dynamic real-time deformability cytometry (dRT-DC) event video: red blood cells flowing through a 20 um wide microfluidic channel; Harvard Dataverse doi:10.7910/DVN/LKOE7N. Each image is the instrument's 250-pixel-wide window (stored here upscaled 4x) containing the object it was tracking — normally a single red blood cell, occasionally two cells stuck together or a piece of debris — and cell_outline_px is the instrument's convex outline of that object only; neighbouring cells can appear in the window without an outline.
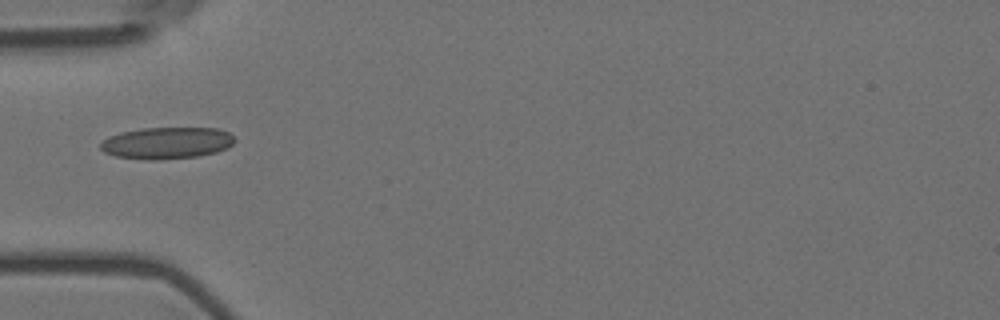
{"species": "Egyptian fruit bat (a non-hibernating species)", "species_latin": "Rousettus aegyptiacus", "temperature_condition": "room temperature", "stored_images_in_passage": 3, "camera_frame_rate_fps": 3000, "um_per_image_px": 0.085, "animal": {"sex": "female"}, "frame": {"image": 1, "passage_image": 1, "time_ms": 0.0, "image_size_px": [1000, 320], "cell_outline_px": [[236, 140], [228, 148], [216, 152], [196, 156], [156, 160], [148, 160], [116, 156], [104, 152], [100, 148], [100, 144], [108, 136], [120, 132], [140, 128], [216, 128], [228, 132]], "centroid_in_image_um": [14.16, 12.15], "position_along_channel_um": 70.8, "area_um2": 24.8}}
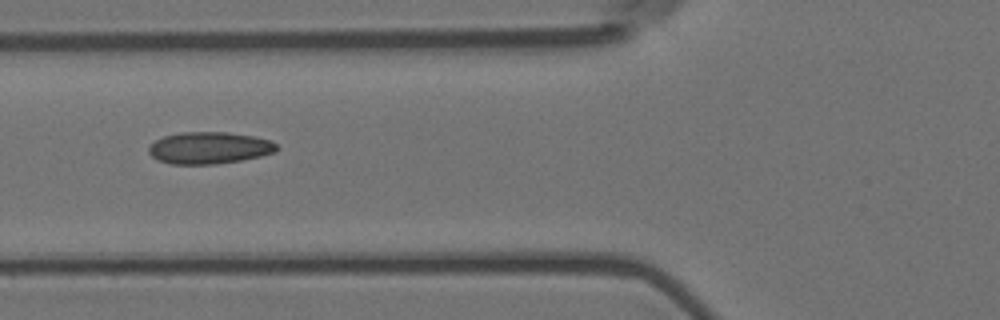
{"frame": {"image": 2, "passage_image": 2, "time_ms": 0.333, "image_size_px": [1000, 320], "cell_outline_px": [[276, 152], [260, 156], [240, 160], [216, 164], [172, 164], [156, 160], [148, 152], [148, 148], [156, 140], [164, 136], [180, 132], [228, 132], [252, 136], [272, 140], [276, 144]], "centroid_in_image_um": [17.77, 12.57], "position_along_channel_um": 108.0, "area_um2": 23.76}}
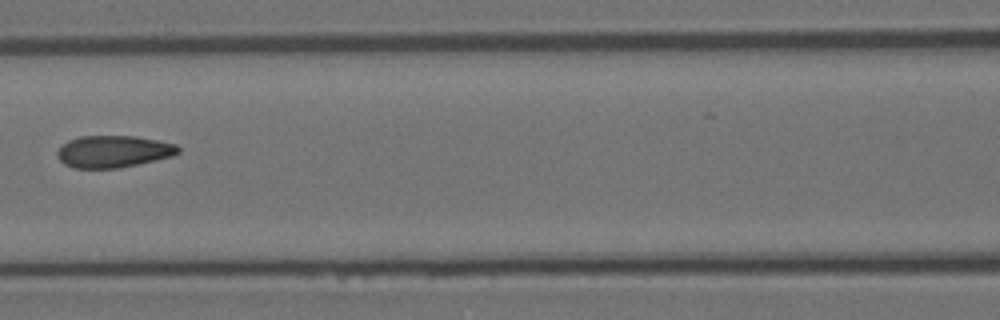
{"frame": {"image": 3, "passage_image": 3, "time_ms": 0.667, "image_size_px": [1000, 320], "cell_outline_px": [[180, 152], [172, 156], [120, 168], [72, 168], [64, 164], [56, 156], [56, 152], [68, 140], [80, 136], [136, 136], [176, 144], [180, 148]], "centroid_in_image_um": [9.62, 12.88], "position_along_channel_um": 157.0, "area_um2": 22.54}}